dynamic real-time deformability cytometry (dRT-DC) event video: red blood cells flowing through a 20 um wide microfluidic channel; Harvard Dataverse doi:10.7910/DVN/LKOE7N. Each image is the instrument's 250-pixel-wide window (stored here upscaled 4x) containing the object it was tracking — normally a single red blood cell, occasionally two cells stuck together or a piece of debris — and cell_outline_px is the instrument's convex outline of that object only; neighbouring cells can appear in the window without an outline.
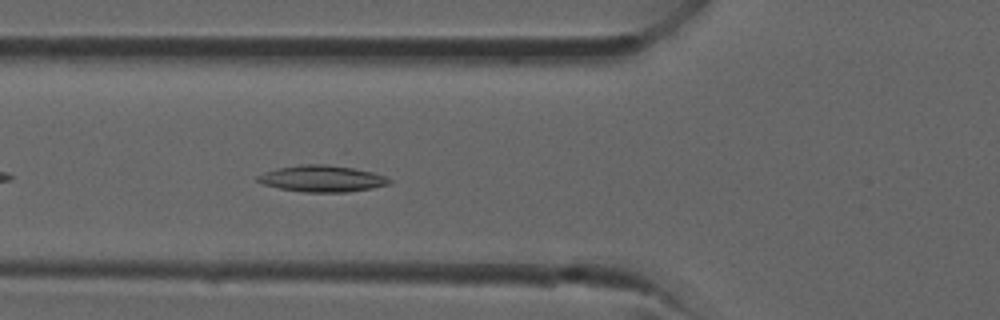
{"species": "common noctule bat (a hibernating species)", "species_latin": "Nyctalus noctula", "temperature_condition": "room temperature", "stored_images_in_passage": 34, "camera_frame_rate_fps": 3000, "um_per_image_px": 0.085, "animal": {"sex": "male", "forearm_length_mm": 52.5}, "frame": {"image": 1, "passage_image": 10, "time_ms": 3.0, "image_size_px": [1000, 320], "cell_outline_px": [[392, 180], [388, 184], [372, 188], [348, 192], [304, 192], [280, 188], [264, 184], [256, 180], [256, 176], [264, 172], [276, 168], [300, 164], [324, 164], [352, 168], [372, 172], [384, 176]], "centroid_in_image_um": [27.34, 15.18], "position_along_channel_um": 98.5, "area_um2": 20.17}}
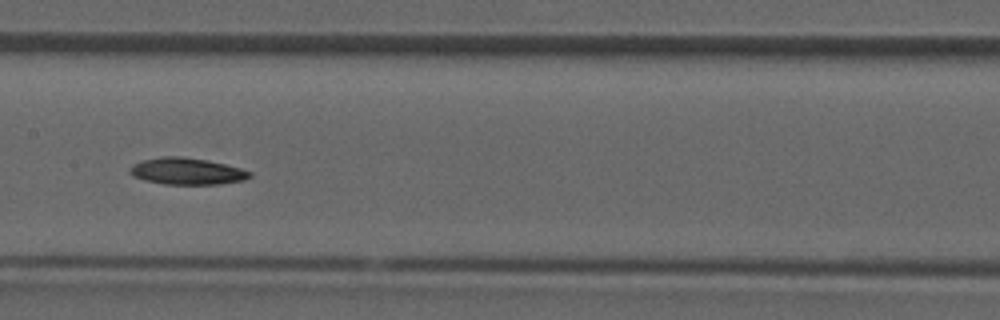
{"frame": {"image": 2, "passage_image": 15, "time_ms": 4.667, "image_size_px": [1000, 320], "cell_outline_px": [[252, 176], [244, 180], [220, 184], [164, 184], [144, 180], [132, 176], [128, 172], [128, 168], [132, 164], [144, 160], [160, 156], [184, 156], [208, 160], [240, 168], [252, 172]], "centroid_in_image_um": [15.85, 14.55], "position_along_channel_um": 191.5, "area_um2": 18.84}}